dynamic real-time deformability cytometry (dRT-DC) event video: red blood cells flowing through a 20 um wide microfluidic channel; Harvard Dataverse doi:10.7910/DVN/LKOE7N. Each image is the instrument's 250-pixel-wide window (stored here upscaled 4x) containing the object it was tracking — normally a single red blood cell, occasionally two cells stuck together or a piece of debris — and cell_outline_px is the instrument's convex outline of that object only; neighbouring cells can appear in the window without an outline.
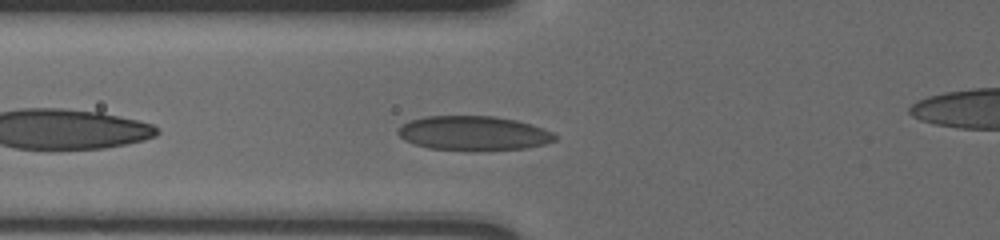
{"species": "human", "species_latin": "Homo sapiens", "temperature_condition": "cold", "stored_images_in_passage": 30, "camera_frame_rate_fps": 3000, "um_per_image_px": 0.085, "donor": {"sex": "male"}, "frame": {"image": 1, "passage_image": 3, "time_ms": 0.667, "image_size_px": [1000, 240], "cell_outline_px": [[556, 140], [544, 144], [528, 148], [476, 152], [472, 152], [428, 148], [412, 144], [404, 140], [396, 132], [400, 124], [408, 120], [424, 116], [496, 116], [516, 120], [532, 124], [552, 132], [556, 136]], "centroid_in_image_um": [40.21, 11.34], "position_along_channel_um": 85.6, "area_um2": 32.31}}
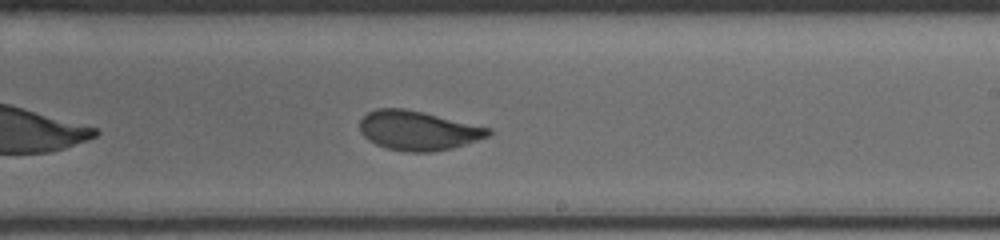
{"frame": {"image": 2, "passage_image": 13, "time_ms": 4.0, "image_size_px": [1000, 240], "cell_outline_px": [[492, 132], [488, 136], [452, 148], [432, 152], [408, 152], [388, 148], [376, 144], [368, 140], [360, 132], [360, 120], [368, 112], [376, 108], [404, 108], [424, 112], [492, 128]], "centroid_in_image_um": [35.53, 11.08], "position_along_channel_um": 253.5, "area_um2": 29.48}}
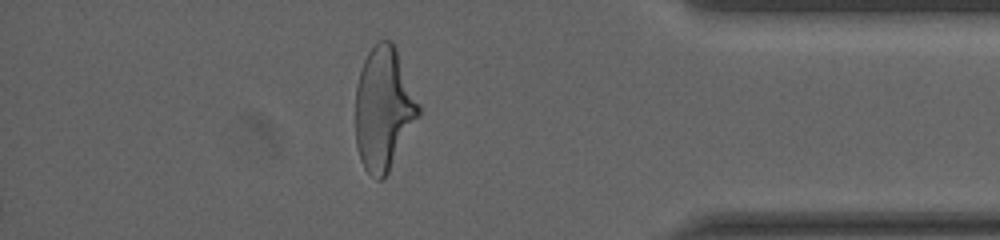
{"frame": {"image": 3, "passage_image": 30, "time_ms": 9.667, "image_size_px": [1000, 240], "cell_outline_px": [[420, 116], [384, 180], [376, 180], [364, 168], [360, 160], [356, 144], [356, 88], [360, 72], [364, 60], [368, 52], [380, 40], [392, 40], [396, 48], [420, 104]], "centroid_in_image_um": [32.62, 9.27], "position_along_channel_um": 402.6, "area_um2": 45.37}}